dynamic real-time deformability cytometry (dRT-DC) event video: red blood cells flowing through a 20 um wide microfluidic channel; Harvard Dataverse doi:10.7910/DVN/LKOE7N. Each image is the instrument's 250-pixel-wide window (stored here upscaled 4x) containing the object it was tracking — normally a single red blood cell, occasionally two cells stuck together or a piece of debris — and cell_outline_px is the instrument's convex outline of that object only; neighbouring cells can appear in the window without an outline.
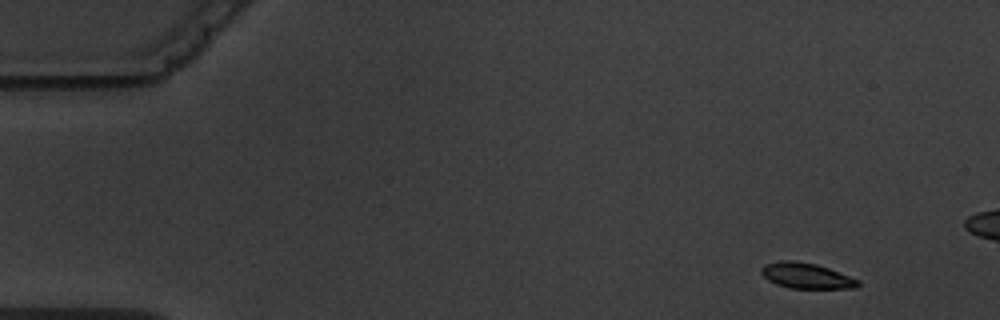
{"species": "common noctule bat (a hibernating species)", "species_latin": "Nyctalus noctula", "temperature_condition": "warm", "stored_images_in_passage": 15, "camera_frame_rate_fps": 3000, "um_per_image_px": 0.085, "animal": {"sex": "male", "body_mass_g": 19.5, "forearm_length_mm": 54.6}, "frame": {"image": 1, "passage_image": 1, "time_ms": 0.0, "image_size_px": [1000, 320], "cell_outline_px": [[860, 284], [856, 288], [788, 288], [776, 284], [768, 280], [760, 272], [760, 268], [764, 264], [780, 260], [792, 260], [816, 264], [828, 268], [860, 280]], "centroid_in_image_um": [68.51, 23.43], "position_along_channel_um": 16.5, "area_um2": 14.45}}
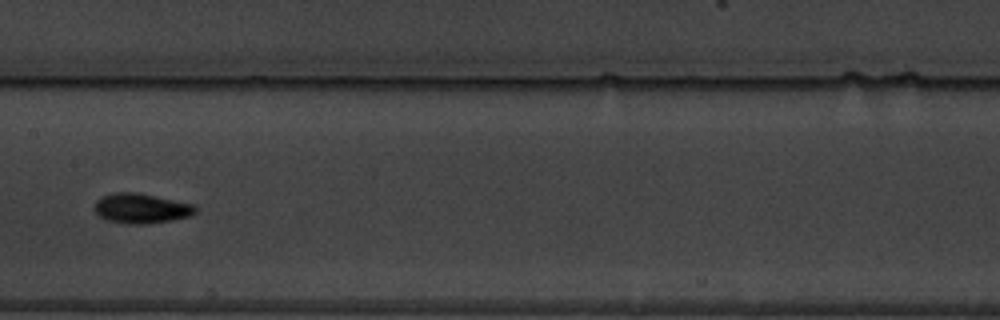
{"frame": {"image": 2, "passage_image": 7, "time_ms": 8.0, "image_size_px": [1000, 320], "cell_outline_px": [[196, 212], [192, 216], [172, 220], [148, 224], [128, 224], [108, 220], [100, 216], [96, 212], [96, 200], [112, 192], [136, 192], [196, 204]], "centroid_in_image_um": [12.06, 17.71], "position_along_channel_um": 195.3, "area_um2": 17.63}}
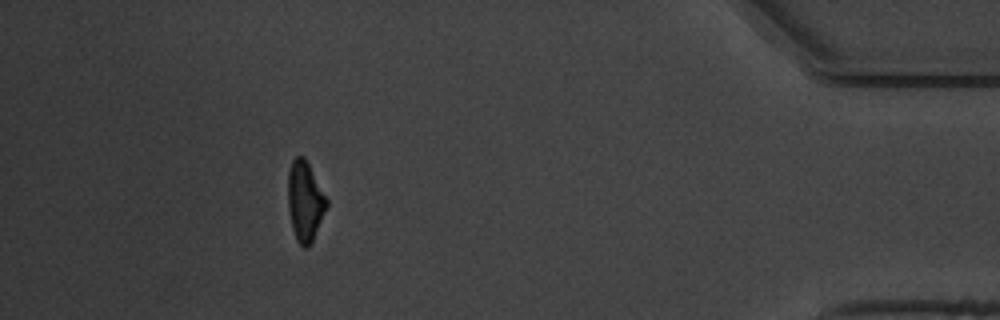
{"frame": {"image": 3, "passage_image": 15, "time_ms": 18.333, "image_size_px": [1000, 320], "cell_outline_px": [[328, 204], [312, 244], [308, 248], [304, 248], [296, 240], [292, 228], [288, 208], [288, 172], [292, 160], [296, 156], [304, 156], [328, 200]], "centroid_in_image_um": [25.92, 17.14], "position_along_channel_um": 409.3, "area_um2": 18.09}, "authors_computed_cell_mechanics": {"area_um2": 15.7794, "velocity_mm_per_s": 3.5998, "shape_relaxation_time_tau1_ms": 2.0652, "shape_relaxation_time_tau2_ms": 3.2623, "deformation_change_tau1": 0.117, "deformation_change_tau2": 0.0585}}